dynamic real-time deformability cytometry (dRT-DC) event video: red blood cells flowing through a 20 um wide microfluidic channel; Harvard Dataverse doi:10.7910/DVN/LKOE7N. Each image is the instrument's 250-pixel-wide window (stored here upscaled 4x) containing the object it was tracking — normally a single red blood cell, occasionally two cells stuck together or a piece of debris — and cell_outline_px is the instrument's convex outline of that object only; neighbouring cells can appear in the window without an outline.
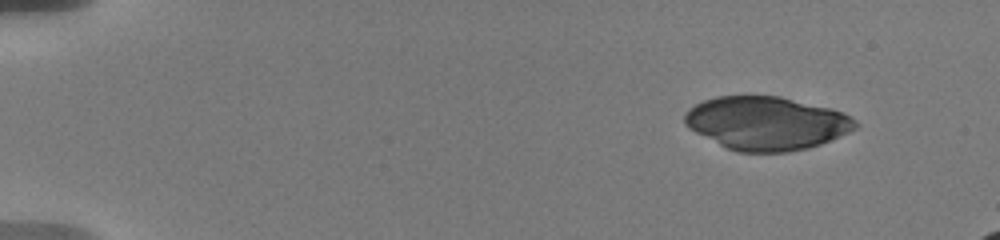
{"species": "human", "species_latin": "Homo sapiens", "temperature_condition": "warm", "stored_images_in_passage": 51, "camera_frame_rate_fps": 3000, "um_per_image_px": 0.085, "donor": {"sex": "male"}, "frame": {"image": 1, "passage_image": 1, "time_ms": 0.0, "image_size_px": [1000, 240], "cell_outline_px": [[856, 128], [848, 132], [820, 144], [808, 148], [788, 152], [736, 152], [688, 128], [684, 124], [684, 112], [688, 108], [704, 100], [716, 96], [780, 96], [832, 108], [844, 112], [856, 120]], "centroid_in_image_um": [65.14, 10.46], "position_along_channel_um": 19.9, "area_um2": 53.06}}
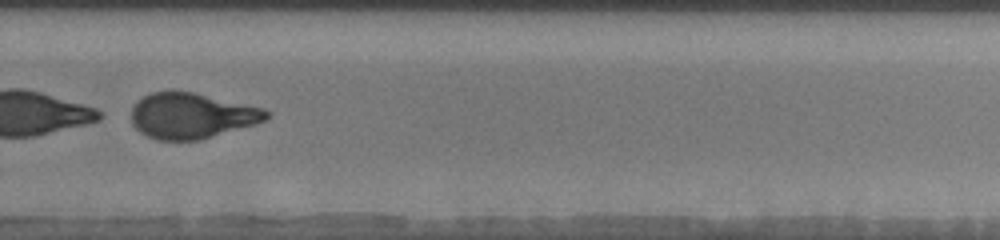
{"frame": {"image": 2, "passage_image": 36, "time_ms": 11.667, "image_size_px": [1000, 240], "cell_outline_px": [[268, 116], [264, 120], [256, 124], [200, 140], [156, 140], [140, 132], [132, 124], [132, 108], [144, 96], [152, 92], [172, 88], [196, 92], [264, 108], [268, 112]], "centroid_in_image_um": [16.28, 9.81], "position_along_channel_um": 313.5, "area_um2": 36.3}}